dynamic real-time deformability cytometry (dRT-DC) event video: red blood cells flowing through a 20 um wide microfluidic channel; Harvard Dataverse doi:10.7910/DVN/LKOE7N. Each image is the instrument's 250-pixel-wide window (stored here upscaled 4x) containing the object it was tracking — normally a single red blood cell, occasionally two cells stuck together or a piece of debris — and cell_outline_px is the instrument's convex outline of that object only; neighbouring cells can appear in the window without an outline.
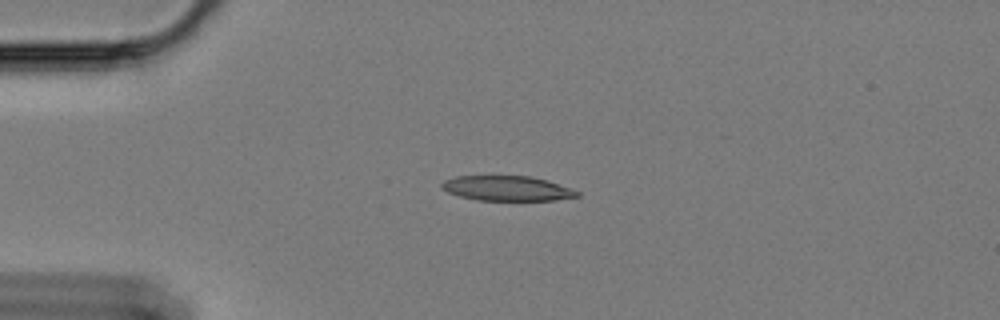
{"species": "Egyptian fruit bat (a non-hibernating species)", "species_latin": "Rousettus aegyptiacus", "temperature_condition": "cold", "stored_images_in_passage": 46, "camera_frame_rate_fps": 3000, "um_per_image_px": 0.085, "animal": {"sex": "female"}, "frame": {"image": 1, "passage_image": 1, "time_ms": 0.0, "image_size_px": [1000, 320], "cell_outline_px": [[580, 196], [556, 200], [476, 200], [460, 196], [448, 192], [440, 188], [440, 184], [444, 180], [456, 176], [532, 176], [548, 180], [572, 188], [580, 192]], "centroid_in_image_um": [43.12, 16.0], "position_along_channel_um": 41.9, "area_um2": 19.83}}
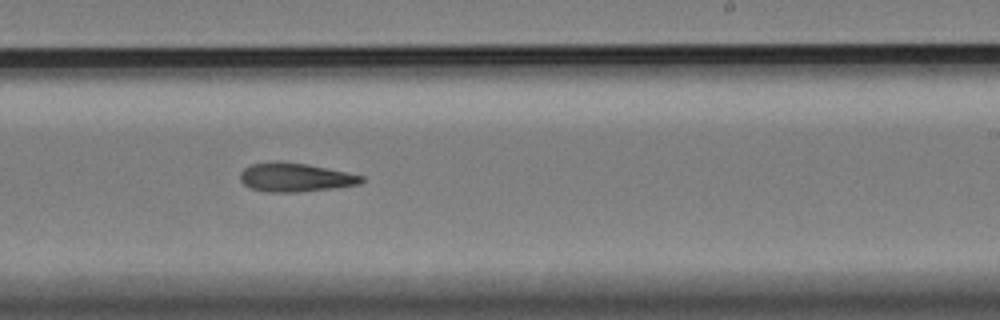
{"frame": {"image": 2, "passage_image": 23, "time_ms": 7.333, "image_size_px": [1000, 320], "cell_outline_px": [[364, 180], [360, 184], [340, 188], [300, 192], [264, 192], [252, 188], [244, 184], [240, 180], [240, 172], [244, 168], [252, 164], [276, 160], [280, 160], [304, 164], [364, 176]], "centroid_in_image_um": [25.08, 15.08], "position_along_channel_um": 263.9, "area_um2": 20.46}}
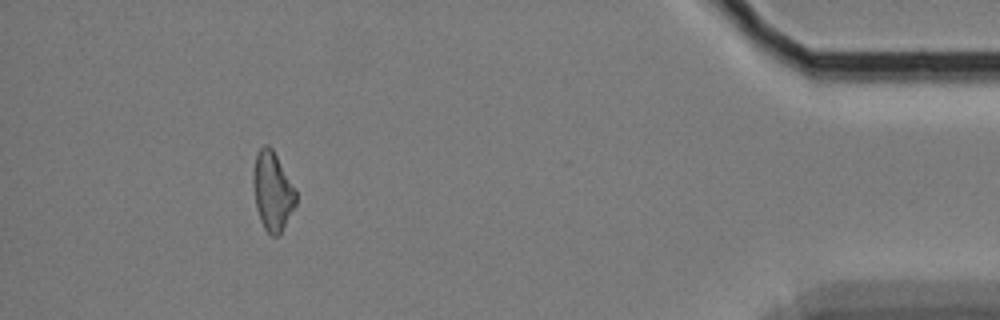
{"frame": {"image": 3, "passage_image": 41, "time_ms": 13.333, "image_size_px": [1000, 320], "cell_outline_px": [[296, 204], [280, 232], [276, 236], [272, 236], [264, 228], [260, 220], [256, 208], [252, 184], [252, 172], [256, 152], [264, 144], [268, 144], [272, 148], [296, 188]], "centroid_in_image_um": [23.14, 16.19], "position_along_channel_um": 412.1, "area_um2": 19.77}}